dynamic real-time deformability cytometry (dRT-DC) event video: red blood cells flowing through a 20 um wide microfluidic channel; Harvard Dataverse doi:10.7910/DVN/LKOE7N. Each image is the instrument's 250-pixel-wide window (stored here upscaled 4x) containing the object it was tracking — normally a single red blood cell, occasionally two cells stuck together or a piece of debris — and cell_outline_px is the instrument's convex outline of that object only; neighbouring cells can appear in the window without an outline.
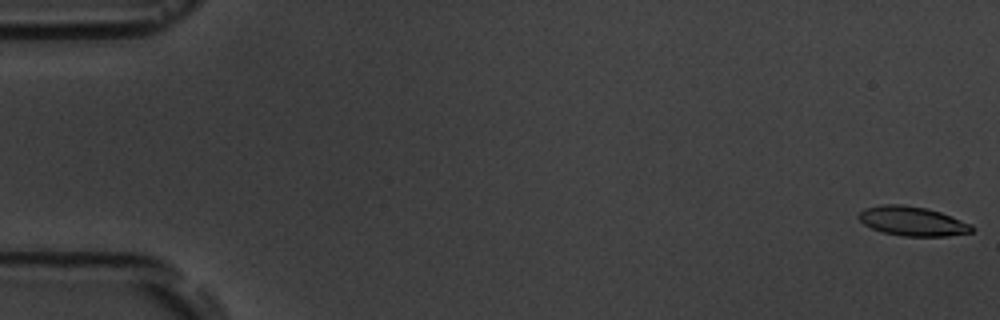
{"species": "common noctule bat (a hibernating species)", "species_latin": "Nyctalus noctula", "temperature_condition": "room temperature", "stored_images_in_passage": 9, "camera_frame_rate_fps": 3000, "um_per_image_px": 0.085, "animal": {"sex": "male", "body_mass_g": 19.5, "forearm_length_mm": 54.6}, "frame": {"image": 1, "passage_image": 1, "time_ms": 0.0, "image_size_px": [1000, 320], "cell_outline_px": [[976, 228], [972, 232], [948, 236], [904, 236], [884, 232], [872, 228], [864, 224], [856, 216], [864, 208], [880, 204], [900, 204], [928, 208], [940, 212], [972, 224]], "centroid_in_image_um": [77.57, 18.79], "position_along_channel_um": 7.4, "area_um2": 19.42}}
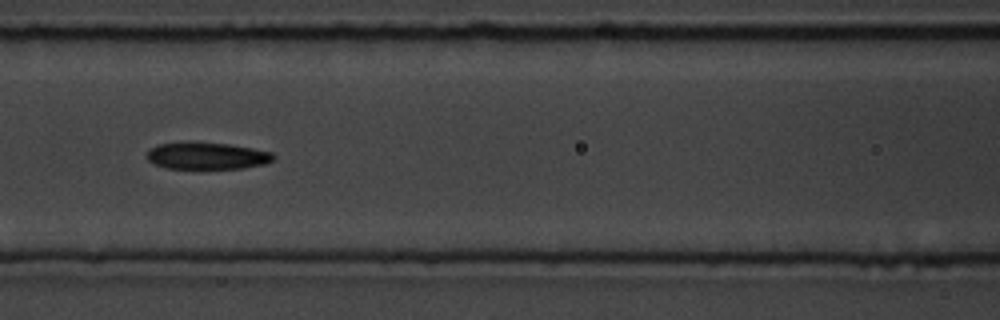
{"frame": {"image": 2, "passage_image": 8, "time_ms": 8.0, "image_size_px": [1000, 320], "cell_outline_px": [[276, 156], [272, 160], [264, 164], [244, 168], [168, 168], [156, 164], [148, 160], [148, 152], [152, 148], [160, 144], [192, 140], [228, 144], [252, 148], [272, 152]], "centroid_in_image_um": [17.62, 13.22], "position_along_channel_um": 149.0, "area_um2": 19.94}}
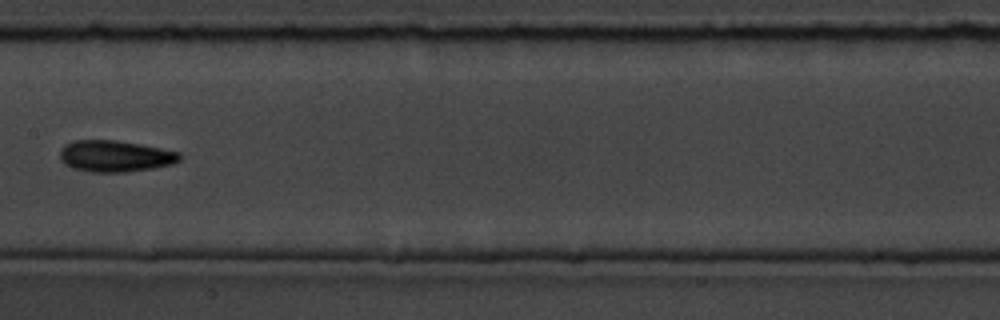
{"frame": {"image": 3, "passage_image": 9, "time_ms": 9.333, "image_size_px": [1000, 320], "cell_outline_px": [[180, 160], [172, 164], [152, 168], [124, 172], [92, 172], [76, 168], [64, 164], [60, 160], [60, 148], [64, 144], [72, 140], [116, 140], [140, 144], [180, 152]], "centroid_in_image_um": [9.75, 13.26], "position_along_channel_um": 197.6, "area_um2": 21.91}}